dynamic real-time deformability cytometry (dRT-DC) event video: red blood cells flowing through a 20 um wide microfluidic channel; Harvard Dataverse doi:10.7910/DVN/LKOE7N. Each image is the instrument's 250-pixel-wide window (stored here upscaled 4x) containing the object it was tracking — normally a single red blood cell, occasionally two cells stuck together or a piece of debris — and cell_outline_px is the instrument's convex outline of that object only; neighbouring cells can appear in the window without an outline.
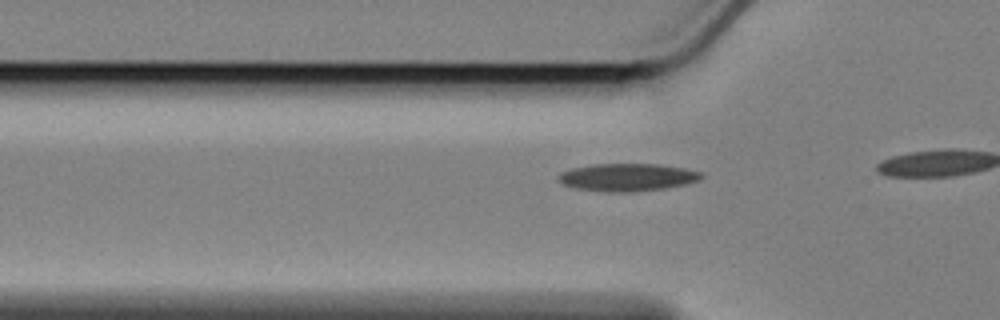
{"species": "Egyptian fruit bat (a non-hibernating species)", "species_latin": "Rousettus aegyptiacus", "temperature_condition": "cold", "stored_images_in_passage": 18, "camera_frame_rate_fps": 3000, "um_per_image_px": 0.085, "animal": {"sex": "female"}, "frame": {"image": 1, "passage_image": 15, "time_ms": 4.667, "image_size_px": [1000, 320], "cell_outline_px": [[704, 176], [700, 180], [684, 184], [664, 188], [632, 192], [604, 192], [576, 188], [564, 184], [560, 180], [560, 172], [572, 168], [592, 164], [660, 164], [684, 168], [704, 172]], "centroid_in_image_um": [53.37, 15.06], "position_along_channel_um": 72.4, "area_um2": 23.0}}